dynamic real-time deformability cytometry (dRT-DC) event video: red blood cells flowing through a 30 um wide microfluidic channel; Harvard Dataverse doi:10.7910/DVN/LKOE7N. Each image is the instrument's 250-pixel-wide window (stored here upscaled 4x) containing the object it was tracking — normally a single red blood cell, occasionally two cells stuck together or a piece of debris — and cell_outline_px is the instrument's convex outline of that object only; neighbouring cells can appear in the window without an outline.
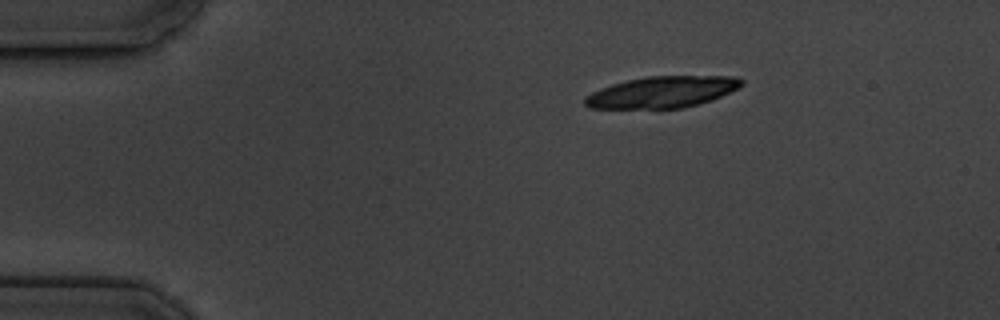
{"species": "common noctule bat (a hibernating species)", "species_latin": "Nyctalus noctula", "temperature_condition": "cold", "stored_images_in_passage": 3, "camera_frame_rate_fps": 3000, "um_per_image_px": 0.085, "animal": {"sex": "male", "body_mass_g": 19.5, "forearm_length_mm": 54.6}, "frame": {"image": 1, "passage_image": 1, "time_ms": 0.0, "image_size_px": [1000, 320], "cell_outline_px": [[744, 84], [712, 100], [700, 104], [684, 108], [588, 108], [584, 104], [584, 96], [600, 88], [612, 84], [628, 80], [648, 76], [732, 76], [744, 80]], "centroid_in_image_um": [56.26, 7.82], "position_along_channel_um": 28.7, "area_um2": 28.61}}